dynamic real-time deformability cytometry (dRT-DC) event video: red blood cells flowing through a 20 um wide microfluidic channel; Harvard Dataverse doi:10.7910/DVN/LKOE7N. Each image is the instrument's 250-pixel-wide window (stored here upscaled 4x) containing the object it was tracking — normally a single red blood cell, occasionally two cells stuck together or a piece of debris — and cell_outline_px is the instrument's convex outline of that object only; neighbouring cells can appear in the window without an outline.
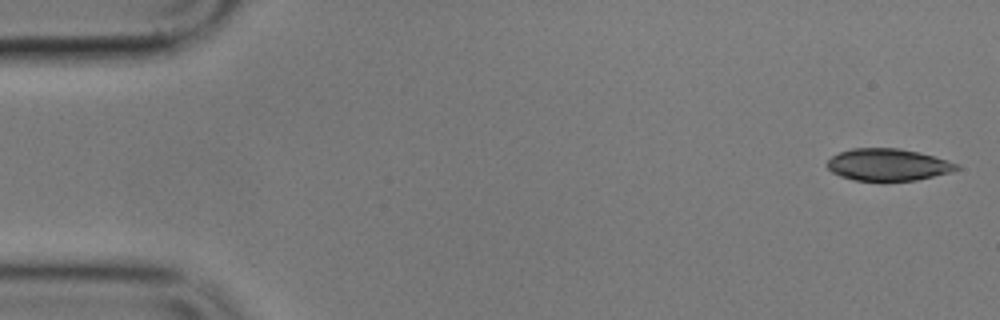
{"species": "common noctule bat (a hibernating species)", "species_latin": "Nyctalus noctula", "temperature_condition": "cold", "stored_images_in_passage": 4, "camera_frame_rate_fps": 3000, "um_per_image_px": 0.085, "animal": {"sex": "male", "body_mass_g": 17.9}, "frame": {"image": 1, "passage_image": 1, "time_ms": 0.0, "image_size_px": [1000, 320], "cell_outline_px": [[960, 168], [948, 172], [916, 180], [856, 180], [840, 176], [832, 172], [828, 168], [828, 160], [832, 156], [840, 152], [852, 148], [900, 148], [948, 160], [960, 164]], "centroid_in_image_um": [75.46, 13.99], "position_along_channel_um": 9.5, "area_um2": 23.76}}
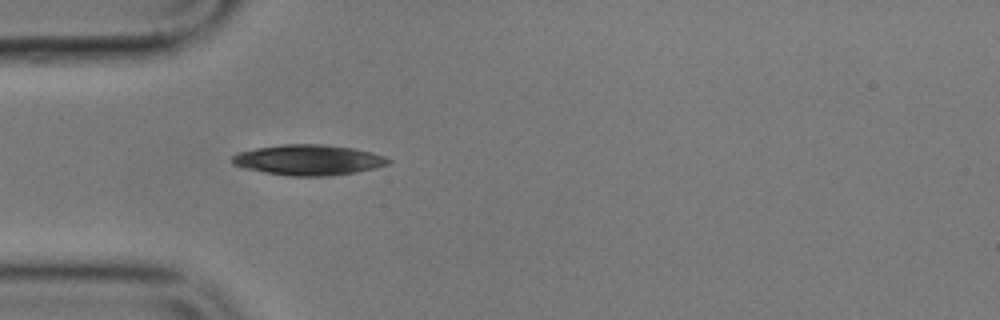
{"frame": {"image": 2, "passage_image": 4, "time_ms": 5.0, "image_size_px": [1000, 320], "cell_outline_px": [[392, 160], [388, 164], [376, 168], [356, 172], [332, 176], [292, 176], [264, 172], [244, 168], [232, 164], [232, 156], [236, 152], [256, 148], [284, 144], [324, 144], [352, 148], [372, 152], [384, 156]], "centroid_in_image_um": [26.22, 13.59], "position_along_channel_um": 58.8, "area_um2": 27.86}}